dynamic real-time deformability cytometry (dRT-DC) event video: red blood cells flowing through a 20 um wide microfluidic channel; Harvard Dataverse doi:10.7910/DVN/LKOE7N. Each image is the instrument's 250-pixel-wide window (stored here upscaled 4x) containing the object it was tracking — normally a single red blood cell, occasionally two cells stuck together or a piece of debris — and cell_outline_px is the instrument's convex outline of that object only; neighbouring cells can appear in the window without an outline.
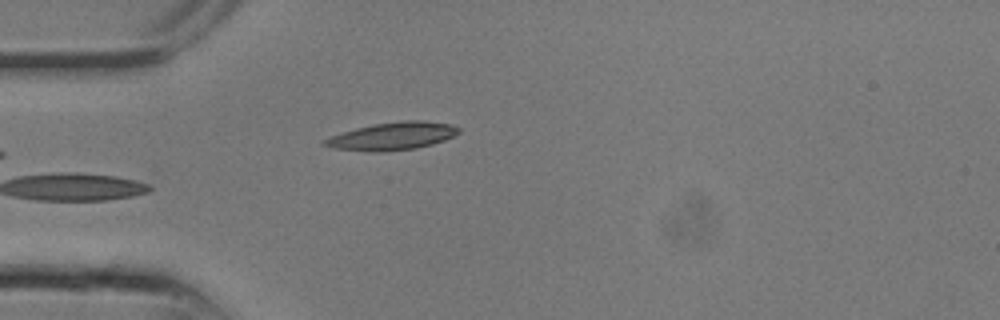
{"species": "common noctule bat (a hibernating species)", "species_latin": "Nyctalus noctula", "temperature_condition": "room temperature", "stored_images_in_passage": 8, "camera_frame_rate_fps": 3000, "um_per_image_px": 0.085, "animal": {"sex": "male", "body_mass_g": 13.3}, "frame": {"image": 1, "passage_image": 8, "time_ms": 2.333, "image_size_px": [1000, 320], "cell_outline_px": [[460, 132], [444, 140], [432, 144], [416, 148], [376, 152], [332, 148], [320, 144], [324, 140], [332, 136], [356, 128], [372, 124], [404, 120], [424, 120], [452, 124], [460, 128]], "centroid_in_image_um": [33.37, 11.56], "position_along_channel_um": 51.6, "area_um2": 21.56}}